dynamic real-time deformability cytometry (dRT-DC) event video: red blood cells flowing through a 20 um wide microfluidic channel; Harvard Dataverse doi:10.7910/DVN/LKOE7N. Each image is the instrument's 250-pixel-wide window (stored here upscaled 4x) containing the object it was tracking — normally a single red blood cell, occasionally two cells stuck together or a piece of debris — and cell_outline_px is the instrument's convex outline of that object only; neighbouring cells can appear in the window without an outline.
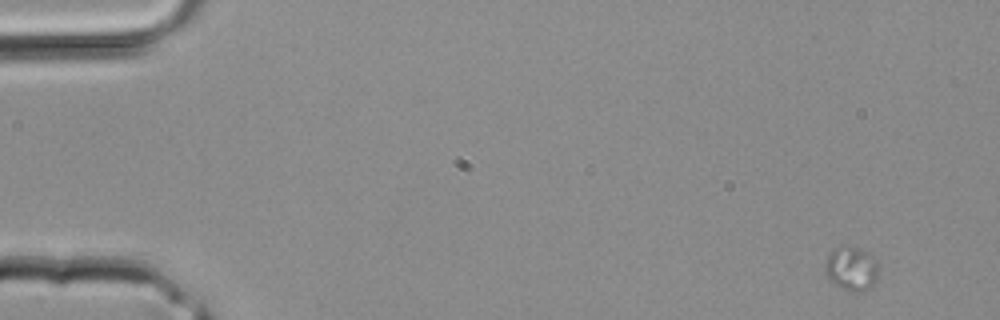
{"species": "common noctule bat (a hibernating species)", "species_latin": "Nyctalus noctula", "temperature_condition": "room temperature", "stored_images_in_passage": 4, "camera_frame_rate_fps": 3000, "um_per_image_px": 0.085, "animal": {"sex": "male", "body_mass_g": 20.4}, "frame": {"image": 1, "passage_image": 1, "time_ms": 0.0, "image_size_px": [1000, 320], "cell_outline_px": [[876, 280], [868, 288], [860, 292], [856, 292], [844, 288], [828, 280], [824, 272], [824, 264], [828, 256], [840, 244], [856, 244], [872, 252], [876, 260]], "centroid_in_image_um": [72.36, 22.74], "position_along_channel_um": 12.6, "area_um2": 14.1}}